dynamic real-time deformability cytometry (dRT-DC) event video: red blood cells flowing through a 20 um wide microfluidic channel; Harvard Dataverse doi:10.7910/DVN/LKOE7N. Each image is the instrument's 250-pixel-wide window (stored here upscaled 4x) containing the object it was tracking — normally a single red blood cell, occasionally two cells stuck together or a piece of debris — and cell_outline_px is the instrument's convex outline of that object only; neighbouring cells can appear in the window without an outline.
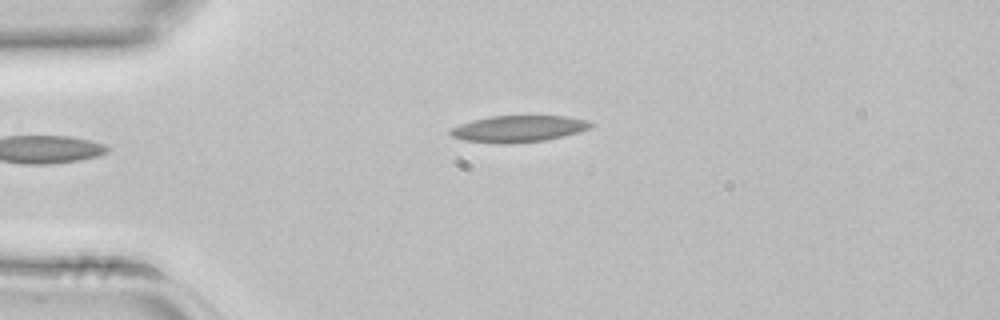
{"species": "common noctule bat (a hibernating species)", "species_latin": "Nyctalus noctula", "temperature_condition": "room temperature", "stored_images_in_passage": 3, "camera_frame_rate_fps": 3000, "um_per_image_px": 0.085, "animal": {"sex": "female", "body_mass_g": 22.7, "forearm_length_mm": 54.2}, "frame": {"image": 1, "passage_image": 2, "time_ms": 0.333, "image_size_px": [1000, 320], "cell_outline_px": [[596, 124], [592, 128], [580, 132], [548, 140], [512, 144], [500, 144], [464, 140], [452, 136], [448, 132], [452, 128], [460, 124], [492, 116], [568, 116], [588, 120]], "centroid_in_image_um": [44.16, 10.96], "position_along_channel_um": 40.8, "area_um2": 21.96}}